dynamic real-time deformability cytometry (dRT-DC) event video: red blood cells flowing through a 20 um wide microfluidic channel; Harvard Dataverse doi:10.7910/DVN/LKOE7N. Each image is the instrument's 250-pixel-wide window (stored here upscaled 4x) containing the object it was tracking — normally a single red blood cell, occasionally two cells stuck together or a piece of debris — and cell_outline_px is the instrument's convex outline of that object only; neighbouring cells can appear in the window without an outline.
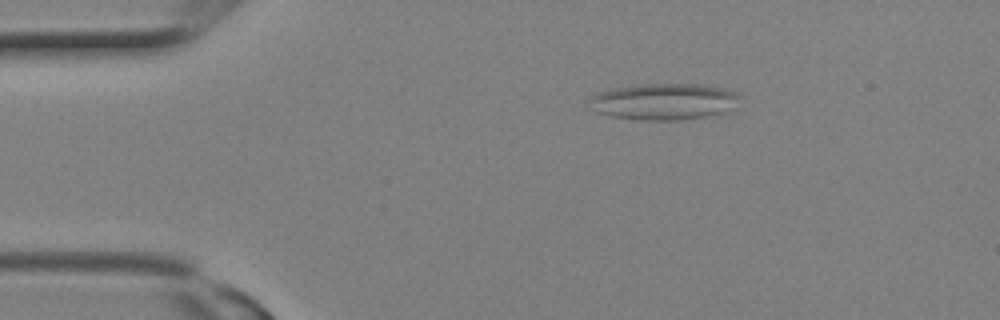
{"species": "Egyptian fruit bat (a non-hibernating species)", "species_latin": "Rousettus aegyptiacus", "temperature_condition": "room temperature", "stored_images_in_passage": 9, "camera_frame_rate_fps": 3000, "um_per_image_px": 0.085, "animal": {"sex": "female"}, "frame": {"image": 1, "passage_image": 1, "time_ms": 0.0, "image_size_px": [1000, 320], "cell_outline_px": [[740, 96], [720, 112], [704, 116], [680, 120], [644, 120], [612, 116], [596, 112], [588, 100], [588, 96], [596, 92], [612, 88], [636, 84], [704, 84], [724, 88]], "centroid_in_image_um": [56.27, 8.61], "position_along_channel_um": 28.7, "area_um2": 31.39}}
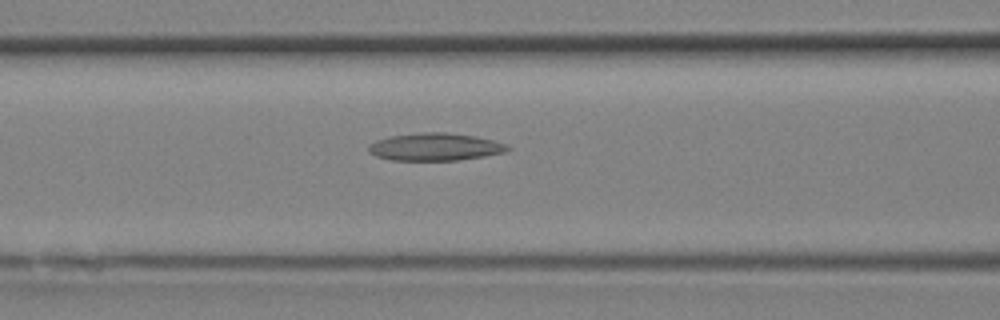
{"frame": {"image": 2, "passage_image": 7, "time_ms": 2.0, "image_size_px": [1000, 320], "cell_outline_px": [[512, 148], [504, 152], [484, 156], [456, 160], [392, 160], [376, 156], [368, 152], [368, 144], [376, 140], [392, 136], [424, 132], [444, 132], [476, 136], [508, 144]], "centroid_in_image_um": [36.98, 12.48], "position_along_channel_um": 129.6, "area_um2": 22.25}}
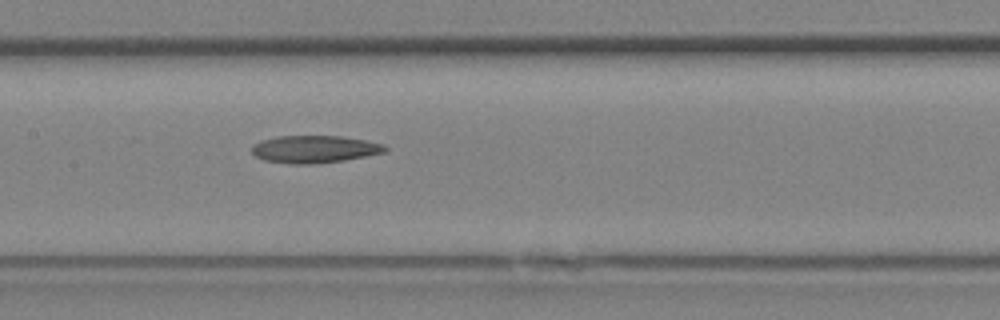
{"frame": {"image": 3, "passage_image": 9, "time_ms": 2.667, "image_size_px": [1000, 320], "cell_outline_px": [[388, 148], [384, 152], [344, 160], [316, 164], [292, 164], [264, 160], [256, 156], [252, 152], [252, 144], [260, 140], [276, 136], [344, 136], [384, 144]], "centroid_in_image_um": [26.7, 12.67], "position_along_channel_um": 180.7, "area_um2": 21.33}}